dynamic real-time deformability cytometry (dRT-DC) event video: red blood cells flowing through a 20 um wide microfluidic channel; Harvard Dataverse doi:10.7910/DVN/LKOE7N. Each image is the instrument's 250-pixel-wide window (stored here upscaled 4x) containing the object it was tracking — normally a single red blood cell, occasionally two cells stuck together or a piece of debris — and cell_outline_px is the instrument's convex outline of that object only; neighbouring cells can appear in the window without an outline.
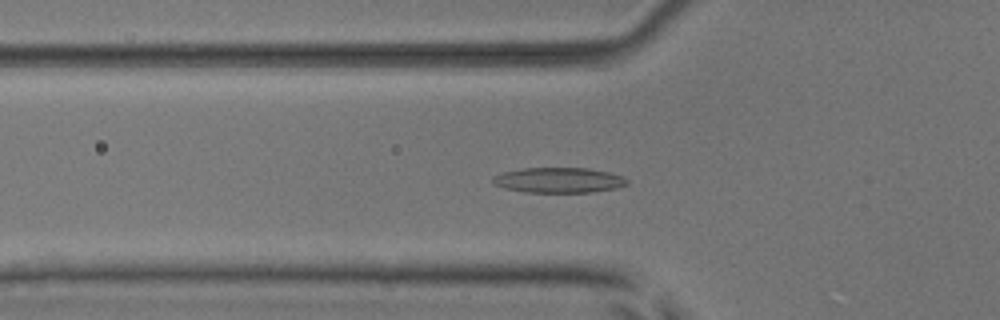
{"species": "common noctule bat (a hibernating species)", "species_latin": "Nyctalus noctula", "temperature_condition": "room temperature", "stored_images_in_passage": 53, "camera_frame_rate_fps": 3000, "um_per_image_px": 0.085, "animal": {"sex": "male", "body_mass_g": 17.9, "forearm_length_mm": 54.2}, "frame": {"image": 1, "passage_image": 19, "time_ms": 6.0, "image_size_px": [1000, 320], "cell_outline_px": [[628, 184], [616, 188], [592, 192], [524, 192], [504, 188], [492, 184], [492, 176], [504, 172], [524, 168], [588, 168], [608, 172], [624, 176], [628, 180]], "centroid_in_image_um": [47.49, 15.31], "position_along_channel_um": 78.3, "area_um2": 19.83}}
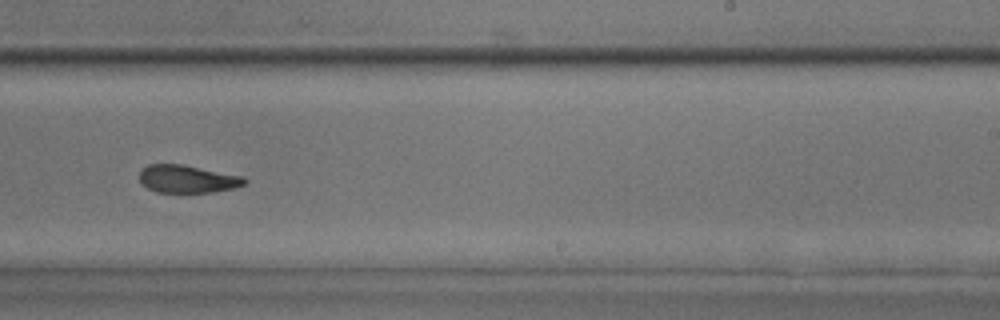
{"frame": {"image": 2, "passage_image": 34, "time_ms": 11.0, "image_size_px": [1000, 320], "cell_outline_px": [[248, 180], [244, 184], [232, 188], [212, 192], [156, 192], [140, 184], [140, 172], [148, 164], [180, 164], [244, 176]], "centroid_in_image_um": [15.92, 15.21], "position_along_channel_um": 273.1, "area_um2": 16.88}}
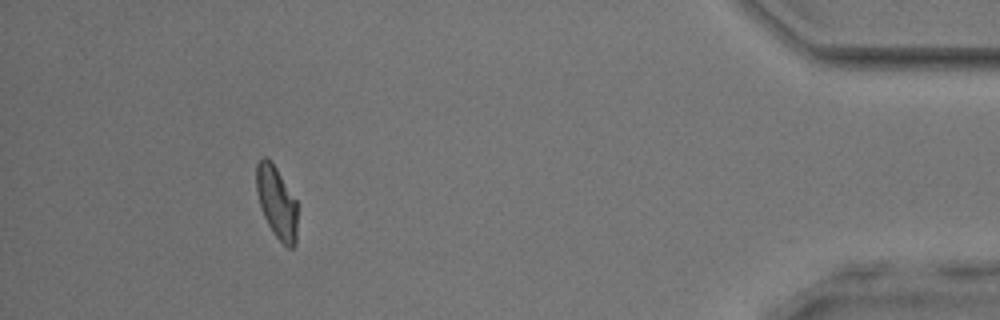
{"frame": {"image": 3, "passage_image": 49, "time_ms": 16.0, "image_size_px": [1000, 320], "cell_outline_px": [[296, 244], [292, 248], [288, 248], [272, 232], [264, 216], [256, 192], [256, 164], [264, 156], [276, 168], [296, 200]], "centroid_in_image_um": [23.51, 17.21], "position_along_channel_um": 411.7, "area_um2": 16.88}, "authors_computed_cell_mechanics": {"area_um2": 18.2648, "velocity_mm_per_s": 3.9061, "shape_relaxation_time_tau1_ms": 7.5148, "shape_relaxation_time_tau2_ms": 3.1274, "deformation_change_tau1": 0.1989, "deformation_change_tau2": 0.1109}}